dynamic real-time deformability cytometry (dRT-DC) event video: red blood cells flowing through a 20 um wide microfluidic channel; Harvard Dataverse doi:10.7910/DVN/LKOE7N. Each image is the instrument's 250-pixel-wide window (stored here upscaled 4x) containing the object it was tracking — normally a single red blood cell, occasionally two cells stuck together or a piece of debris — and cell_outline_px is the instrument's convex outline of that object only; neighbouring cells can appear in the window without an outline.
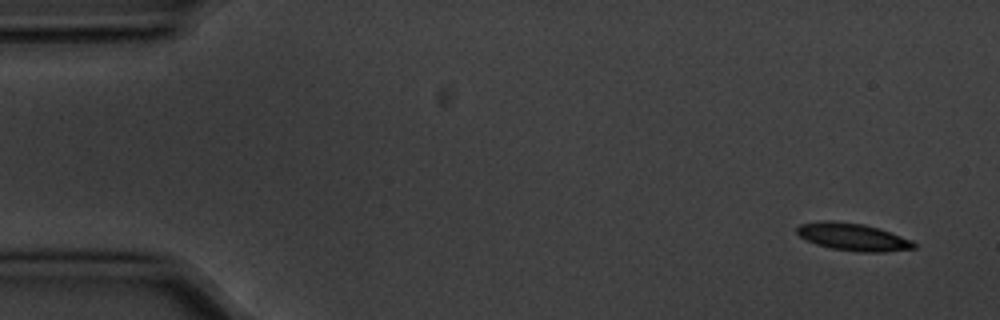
{"species": "common noctule bat (a hibernating species)", "species_latin": "Nyctalus noctula", "temperature_condition": "cold", "stored_images_in_passage": 4, "camera_frame_rate_fps": 3000, "um_per_image_px": 0.085, "animal": {"sex": "male", "body_mass_g": 20.1, "forearm_length_mm": 53.5}, "frame": {"image": 1, "passage_image": 1, "time_ms": 0.0, "image_size_px": [1000, 320], "cell_outline_px": [[916, 248], [884, 252], [860, 252], [832, 248], [816, 244], [800, 236], [796, 232], [796, 228], [800, 224], [820, 220], [832, 220], [864, 224], [880, 228], [912, 240], [916, 244]], "centroid_in_image_um": [72.51, 20.12], "position_along_channel_um": 12.5, "area_um2": 18.79}}
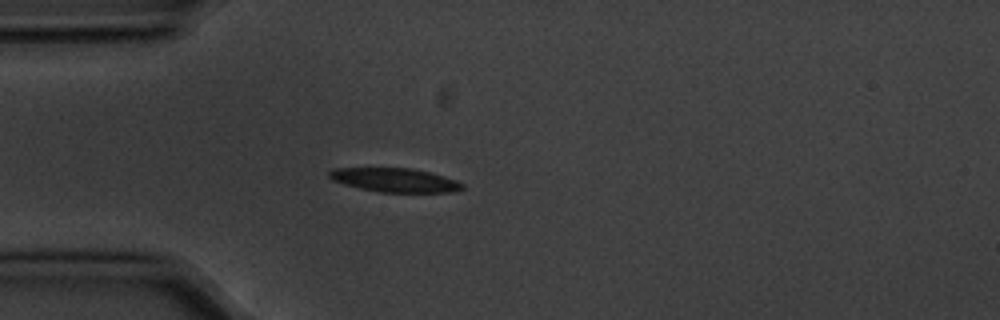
{"frame": {"image": 2, "passage_image": 4, "time_ms": 1.0, "image_size_px": [1000, 320], "cell_outline_px": [[464, 188], [452, 192], [380, 192], [360, 188], [344, 184], [332, 180], [328, 176], [328, 172], [332, 168], [412, 168], [444, 176], [456, 180], [464, 184]], "centroid_in_image_um": [33.55, 15.3], "position_along_channel_um": 51.4, "area_um2": 18.5}}